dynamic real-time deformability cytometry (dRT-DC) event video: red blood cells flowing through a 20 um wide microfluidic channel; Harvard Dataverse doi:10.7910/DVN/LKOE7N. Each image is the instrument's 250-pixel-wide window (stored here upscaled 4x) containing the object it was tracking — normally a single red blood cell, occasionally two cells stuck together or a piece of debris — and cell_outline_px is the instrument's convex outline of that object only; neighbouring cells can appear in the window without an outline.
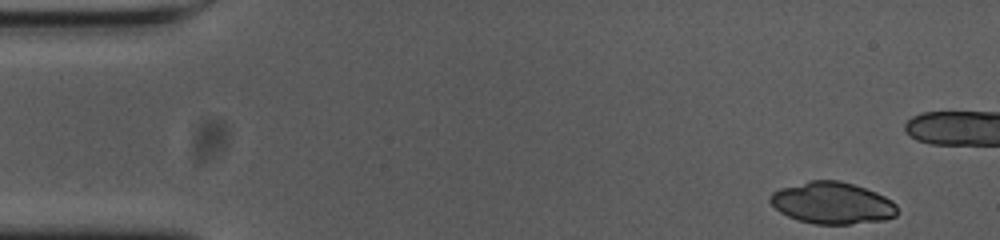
{"species": "common noctule bat (a hibernating species)", "species_latin": "Nyctalus noctula", "temperature_condition": "cold", "stored_images_in_passage": 10, "camera_frame_rate_fps": 3000, "um_per_image_px": 0.085, "animal": {"sex": "female", "body_mass_g": 23.0, "forearm_length_mm": 53.4}, "frame": {"image": 1, "passage_image": 1, "time_ms": 0.0, "image_size_px": [1000, 240], "cell_outline_px": [[896, 216], [884, 220], [848, 224], [816, 224], [800, 220], [788, 216], [780, 212], [768, 200], [768, 196], [772, 192], [780, 188], [808, 180], [840, 180], [876, 192], [892, 200], [896, 204]], "centroid_in_image_um": [70.72, 17.25], "position_along_channel_um": 14.3, "area_um2": 30.92}}